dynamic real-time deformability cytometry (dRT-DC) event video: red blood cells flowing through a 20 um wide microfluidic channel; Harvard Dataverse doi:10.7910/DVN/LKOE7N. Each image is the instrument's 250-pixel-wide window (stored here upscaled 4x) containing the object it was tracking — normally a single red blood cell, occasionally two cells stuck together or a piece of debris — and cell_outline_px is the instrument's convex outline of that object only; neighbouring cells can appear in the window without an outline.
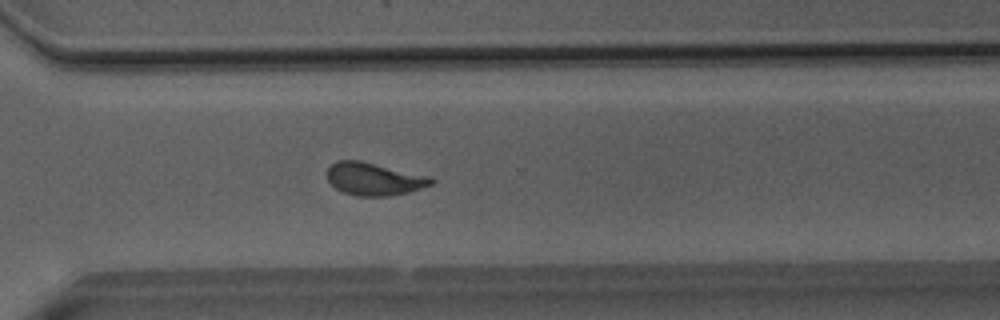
{"species": "Egyptian fruit bat (a non-hibernating species)", "species_latin": "Rousettus aegyptiacus", "temperature_condition": "room temperature", "stored_images_in_passage": 46, "camera_frame_rate_fps": 3000, "um_per_image_px": 0.085, "animal": {"sex": "male"}, "frame": {"image": 1, "passage_image": 31, "time_ms": 10.0, "image_size_px": [1000, 320], "cell_outline_px": [[436, 180], [432, 184], [408, 192], [392, 196], [356, 196], [344, 192], [336, 188], [328, 180], [328, 168], [336, 160], [360, 160], [432, 176]], "centroid_in_image_um": [31.83, 15.2], "position_along_channel_um": 338.8, "area_um2": 19.94}}
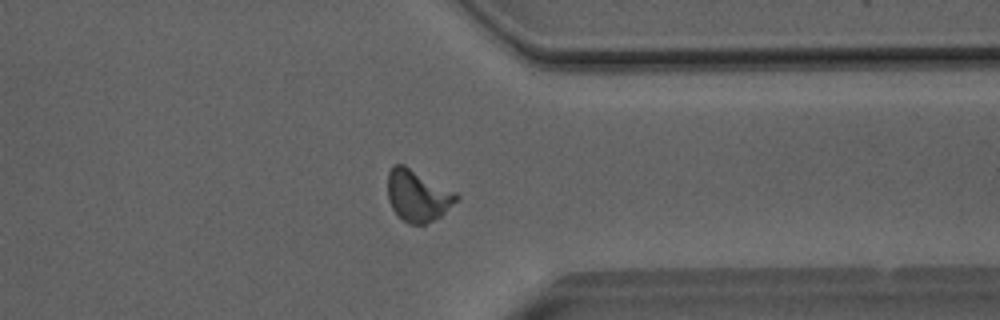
{"frame": {"image": 2, "passage_image": 34, "time_ms": 11.0, "image_size_px": [1000, 320], "cell_outline_px": [[460, 196], [440, 216], [424, 224], [408, 224], [392, 208], [388, 200], [388, 172], [392, 164], [404, 164], [456, 192]], "centroid_in_image_um": [35.47, 16.6], "position_along_channel_um": 375.9, "area_um2": 20.4}, "authors_computed_cell_mechanics": {"area_um2": 19.7965, "velocity_mm_per_s": 4.0571, "shape_relaxation_time_tau1_ms": 7.1655, "shape_relaxation_time_tau2_ms": 0.4648, "deformation_change_tau1": 0.1641, "deformation_change_tau2": 0.0588}}